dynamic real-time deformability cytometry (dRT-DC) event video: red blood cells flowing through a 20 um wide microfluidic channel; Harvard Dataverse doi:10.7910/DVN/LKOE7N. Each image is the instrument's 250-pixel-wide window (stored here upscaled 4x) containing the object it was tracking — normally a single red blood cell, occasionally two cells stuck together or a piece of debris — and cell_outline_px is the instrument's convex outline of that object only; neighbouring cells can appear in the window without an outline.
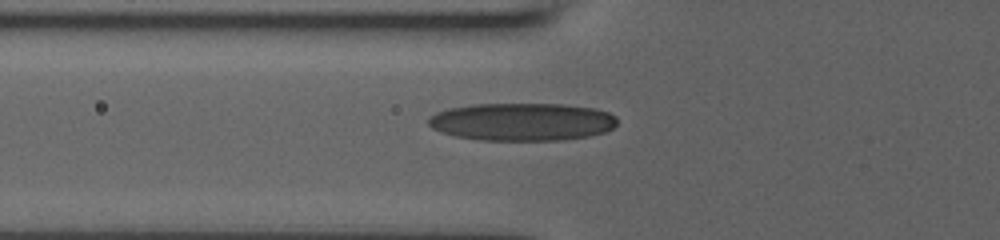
{"species": "human", "species_latin": "Homo sapiens", "temperature_condition": "room temperature", "stored_images_in_passage": 30, "camera_frame_rate_fps": 3000, "um_per_image_px": 0.085, "donor": {"sex": "male"}, "frame": {"image": 1, "passage_image": 2, "time_ms": 0.333, "image_size_px": [1000, 240], "cell_outline_px": [[616, 124], [612, 128], [604, 132], [588, 136], [564, 140], [480, 140], [456, 136], [440, 132], [432, 128], [428, 124], [428, 120], [436, 112], [448, 108], [472, 104], [560, 104], [596, 108], [608, 112], [616, 116]], "centroid_in_image_um": [44.37, 10.35], "position_along_channel_um": 81.4, "area_um2": 41.67}}
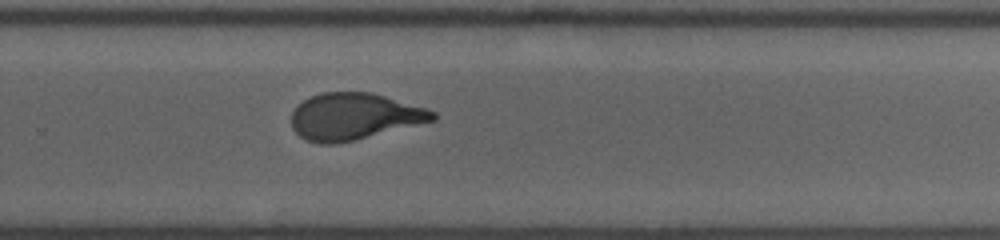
{"frame": {"image": 2, "passage_image": 16, "time_ms": 6.0, "image_size_px": [1000, 240], "cell_outline_px": [[436, 120], [336, 144], [320, 144], [308, 140], [300, 136], [292, 128], [292, 112], [304, 100], [312, 96], [324, 92], [372, 92], [428, 108], [436, 112]], "centroid_in_image_um": [30.12, 9.89], "position_along_channel_um": 299.7, "area_um2": 38.21}}
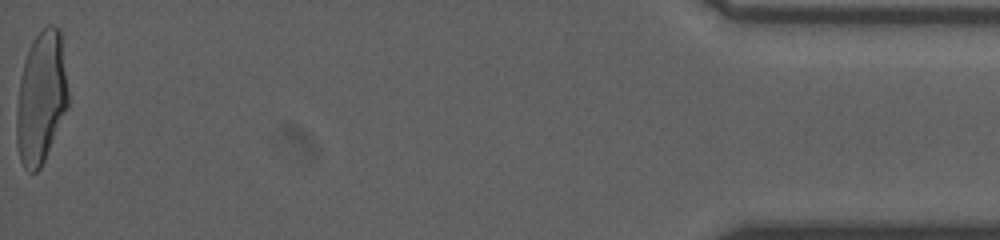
{"frame": {"image": 3, "passage_image": 30, "time_ms": 11.667, "image_size_px": [1000, 240], "cell_outline_px": [[68, 104], [44, 160], [40, 168], [36, 172], [28, 172], [24, 168], [20, 160], [16, 144], [16, 108], [20, 76], [24, 60], [32, 40], [48, 24], [52, 24], [60, 28], [68, 88]], "centroid_in_image_um": [3.47, 8.29], "position_along_channel_um": 431.7, "area_um2": 39.77}, "authors_computed_cell_mechanics": {"area_um2": 39.2462, "velocity_mm_per_s": 3.8568, "shape_relaxation_time_tau1_ms": 6.1071, "shape_relaxation_time_tau2_ms": 0.9697, "deformation_change_tau1": 0.233, "deformation_change_tau2": 0.0886}}